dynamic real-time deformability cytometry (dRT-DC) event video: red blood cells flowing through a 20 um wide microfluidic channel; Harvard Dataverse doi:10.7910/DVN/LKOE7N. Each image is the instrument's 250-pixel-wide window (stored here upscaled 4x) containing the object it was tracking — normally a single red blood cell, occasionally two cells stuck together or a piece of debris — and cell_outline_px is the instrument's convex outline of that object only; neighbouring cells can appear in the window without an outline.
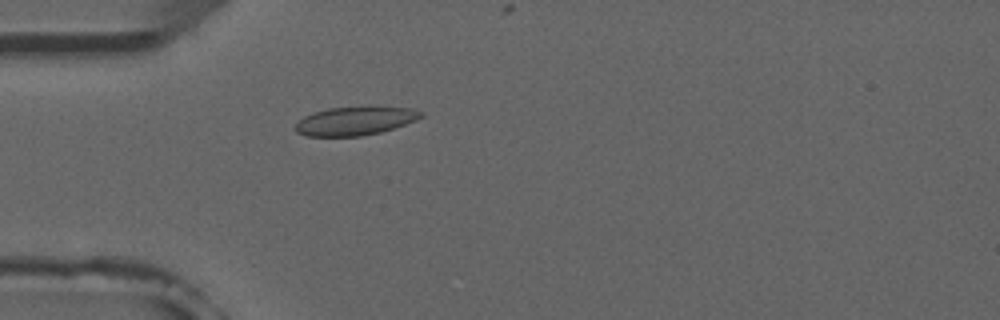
{"species": "common noctule bat (a hibernating species)", "species_latin": "Nyctalus noctula", "temperature_condition": "room temperature", "stored_images_in_passage": 1, "camera_frame_rate_fps": 3000, "um_per_image_px": 0.085, "animal": {"sex": "male", "forearm_length_mm": 52.5}, "frame": {"image": 1, "passage_image": 1, "time_ms": 0.0, "image_size_px": [1000, 320], "cell_outline_px": [[424, 116], [416, 120], [380, 132], [360, 136], [308, 136], [296, 132], [292, 128], [304, 116], [312, 112], [328, 108], [412, 108], [424, 112]], "centroid_in_image_um": [30.13, 10.3], "position_along_channel_um": 54.9, "area_um2": 20.46}}